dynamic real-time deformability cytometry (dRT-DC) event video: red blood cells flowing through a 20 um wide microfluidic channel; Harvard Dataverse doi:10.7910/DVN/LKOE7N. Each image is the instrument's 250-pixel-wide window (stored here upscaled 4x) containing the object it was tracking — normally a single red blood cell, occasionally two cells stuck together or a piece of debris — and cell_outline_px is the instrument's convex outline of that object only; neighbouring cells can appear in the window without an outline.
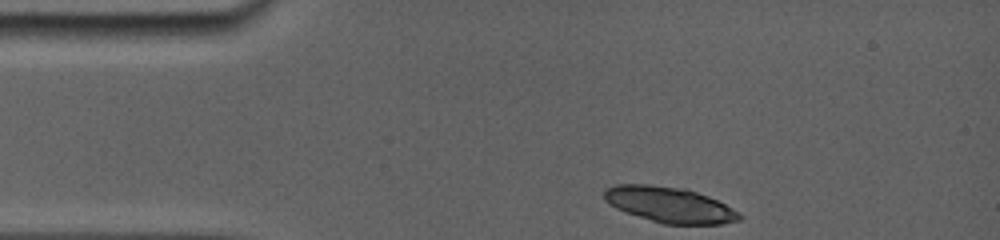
{"species": "common noctule bat (a hibernating species)", "species_latin": "Nyctalus noctula", "temperature_condition": "room temperature", "stored_images_in_passage": 10, "camera_frame_rate_fps": 5000, "um_per_image_px": 0.085, "animal": {"sex": "female", "body_mass_g": 19.0, "forearm_length_mm": 56.7}, "frame": {"image": 1, "passage_image": 1, "time_ms": 0.0, "image_size_px": [1000, 240], "cell_outline_px": [[744, 216], [740, 220], [720, 224], [664, 224], [624, 212], [608, 204], [604, 200], [604, 188], [616, 184], [648, 184], [688, 188], [708, 196], [740, 212]], "centroid_in_image_um": [56.89, 17.39], "position_along_channel_um": 28.1, "area_um2": 28.38}}